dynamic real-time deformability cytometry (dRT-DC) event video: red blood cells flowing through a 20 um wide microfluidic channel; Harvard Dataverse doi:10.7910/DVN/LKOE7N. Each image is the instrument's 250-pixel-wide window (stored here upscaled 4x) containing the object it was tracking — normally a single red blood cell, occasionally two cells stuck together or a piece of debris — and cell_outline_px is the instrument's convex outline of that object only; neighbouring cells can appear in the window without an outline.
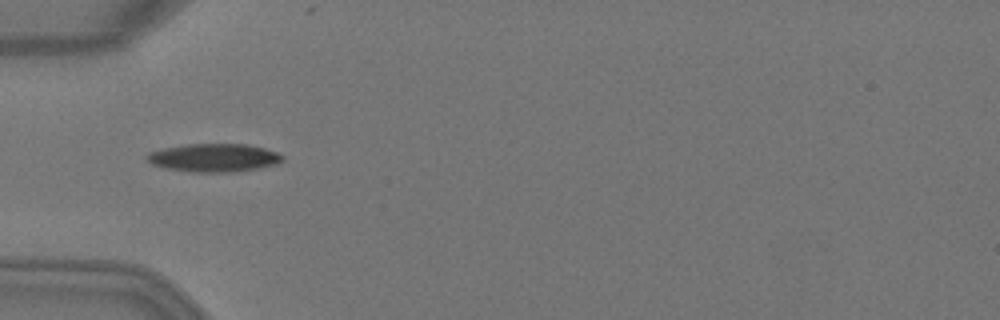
{"species": "Egyptian fruit bat (a non-hibernating species)", "species_latin": "Rousettus aegyptiacus", "temperature_condition": "warm", "stored_images_in_passage": 4, "camera_frame_rate_fps": 3000, "um_per_image_px": 0.085, "animal": {"sex": "female"}, "frame": {"image": 1, "passage_image": 4, "time_ms": 1.0, "image_size_px": [1000, 320], "cell_outline_px": [[284, 160], [276, 164], [256, 168], [232, 172], [192, 172], [164, 168], [152, 164], [144, 160], [144, 156], [148, 152], [164, 148], [188, 144], [244, 144], [264, 148], [276, 152], [284, 156]], "centroid_in_image_um": [18.12, 13.41], "position_along_channel_um": 66.9, "area_um2": 22.31}}